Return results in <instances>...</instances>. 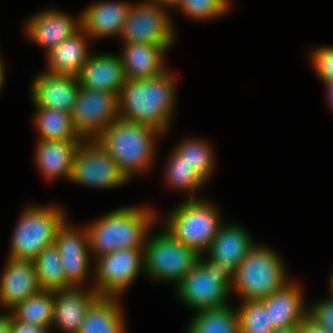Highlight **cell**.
<instances>
[{
  "instance_id": "cell-31",
  "label": "cell",
  "mask_w": 333,
  "mask_h": 333,
  "mask_svg": "<svg viewBox=\"0 0 333 333\" xmlns=\"http://www.w3.org/2000/svg\"><path fill=\"white\" fill-rule=\"evenodd\" d=\"M173 151L182 156V160L193 167L205 181L210 179L215 168V158L208 142L195 137L186 138L180 141Z\"/></svg>"
},
{
  "instance_id": "cell-21",
  "label": "cell",
  "mask_w": 333,
  "mask_h": 333,
  "mask_svg": "<svg viewBox=\"0 0 333 333\" xmlns=\"http://www.w3.org/2000/svg\"><path fill=\"white\" fill-rule=\"evenodd\" d=\"M82 140H38L35 162L46 180L65 178L70 181L76 150Z\"/></svg>"
},
{
  "instance_id": "cell-11",
  "label": "cell",
  "mask_w": 333,
  "mask_h": 333,
  "mask_svg": "<svg viewBox=\"0 0 333 333\" xmlns=\"http://www.w3.org/2000/svg\"><path fill=\"white\" fill-rule=\"evenodd\" d=\"M167 10L151 0L132 3L119 37L124 44L167 45L171 48L176 36Z\"/></svg>"
},
{
  "instance_id": "cell-26",
  "label": "cell",
  "mask_w": 333,
  "mask_h": 333,
  "mask_svg": "<svg viewBox=\"0 0 333 333\" xmlns=\"http://www.w3.org/2000/svg\"><path fill=\"white\" fill-rule=\"evenodd\" d=\"M186 333H240L239 314L232 304L197 311Z\"/></svg>"
},
{
  "instance_id": "cell-10",
  "label": "cell",
  "mask_w": 333,
  "mask_h": 333,
  "mask_svg": "<svg viewBox=\"0 0 333 333\" xmlns=\"http://www.w3.org/2000/svg\"><path fill=\"white\" fill-rule=\"evenodd\" d=\"M94 266V290L100 296L120 297L144 273V248H122L103 254L96 258Z\"/></svg>"
},
{
  "instance_id": "cell-35",
  "label": "cell",
  "mask_w": 333,
  "mask_h": 333,
  "mask_svg": "<svg viewBox=\"0 0 333 333\" xmlns=\"http://www.w3.org/2000/svg\"><path fill=\"white\" fill-rule=\"evenodd\" d=\"M308 317L318 326L333 333V299L328 297L310 304Z\"/></svg>"
},
{
  "instance_id": "cell-4",
  "label": "cell",
  "mask_w": 333,
  "mask_h": 333,
  "mask_svg": "<svg viewBox=\"0 0 333 333\" xmlns=\"http://www.w3.org/2000/svg\"><path fill=\"white\" fill-rule=\"evenodd\" d=\"M235 273L231 267L200 255L193 269L176 286V295L195 312L226 307L230 305Z\"/></svg>"
},
{
  "instance_id": "cell-43",
  "label": "cell",
  "mask_w": 333,
  "mask_h": 333,
  "mask_svg": "<svg viewBox=\"0 0 333 333\" xmlns=\"http://www.w3.org/2000/svg\"><path fill=\"white\" fill-rule=\"evenodd\" d=\"M330 292H331V295H330V297L329 298H331V299H333V273L331 274V276H330Z\"/></svg>"
},
{
  "instance_id": "cell-7",
  "label": "cell",
  "mask_w": 333,
  "mask_h": 333,
  "mask_svg": "<svg viewBox=\"0 0 333 333\" xmlns=\"http://www.w3.org/2000/svg\"><path fill=\"white\" fill-rule=\"evenodd\" d=\"M217 209L208 200L186 199L165 218V228L176 240L204 255L223 224Z\"/></svg>"
},
{
  "instance_id": "cell-17",
  "label": "cell",
  "mask_w": 333,
  "mask_h": 333,
  "mask_svg": "<svg viewBox=\"0 0 333 333\" xmlns=\"http://www.w3.org/2000/svg\"><path fill=\"white\" fill-rule=\"evenodd\" d=\"M40 290L33 261L8 257L0 279V305L10 311Z\"/></svg>"
},
{
  "instance_id": "cell-16",
  "label": "cell",
  "mask_w": 333,
  "mask_h": 333,
  "mask_svg": "<svg viewBox=\"0 0 333 333\" xmlns=\"http://www.w3.org/2000/svg\"><path fill=\"white\" fill-rule=\"evenodd\" d=\"M126 79L120 55L104 52L90 54L77 75L80 87L113 92L117 96Z\"/></svg>"
},
{
  "instance_id": "cell-37",
  "label": "cell",
  "mask_w": 333,
  "mask_h": 333,
  "mask_svg": "<svg viewBox=\"0 0 333 333\" xmlns=\"http://www.w3.org/2000/svg\"><path fill=\"white\" fill-rule=\"evenodd\" d=\"M299 333H331L327 329L318 326L309 317H307L300 325Z\"/></svg>"
},
{
  "instance_id": "cell-20",
  "label": "cell",
  "mask_w": 333,
  "mask_h": 333,
  "mask_svg": "<svg viewBox=\"0 0 333 333\" xmlns=\"http://www.w3.org/2000/svg\"><path fill=\"white\" fill-rule=\"evenodd\" d=\"M132 3L127 1H99L84 9L81 28L91 39L119 36Z\"/></svg>"
},
{
  "instance_id": "cell-8",
  "label": "cell",
  "mask_w": 333,
  "mask_h": 333,
  "mask_svg": "<svg viewBox=\"0 0 333 333\" xmlns=\"http://www.w3.org/2000/svg\"><path fill=\"white\" fill-rule=\"evenodd\" d=\"M164 229L160 233L152 234V237L149 236L150 229L146 236L144 272L150 278L172 282L177 286L193 269L200 255Z\"/></svg>"
},
{
  "instance_id": "cell-2",
  "label": "cell",
  "mask_w": 333,
  "mask_h": 333,
  "mask_svg": "<svg viewBox=\"0 0 333 333\" xmlns=\"http://www.w3.org/2000/svg\"><path fill=\"white\" fill-rule=\"evenodd\" d=\"M155 220V210L147 206L121 207L104 214L85 226L89 250L99 257L122 248H144Z\"/></svg>"
},
{
  "instance_id": "cell-32",
  "label": "cell",
  "mask_w": 333,
  "mask_h": 333,
  "mask_svg": "<svg viewBox=\"0 0 333 333\" xmlns=\"http://www.w3.org/2000/svg\"><path fill=\"white\" fill-rule=\"evenodd\" d=\"M240 320V333H271L274 328L269 322L268 311L259 301H242L236 308Z\"/></svg>"
},
{
  "instance_id": "cell-3",
  "label": "cell",
  "mask_w": 333,
  "mask_h": 333,
  "mask_svg": "<svg viewBox=\"0 0 333 333\" xmlns=\"http://www.w3.org/2000/svg\"><path fill=\"white\" fill-rule=\"evenodd\" d=\"M160 136L154 128L118 117L95 140L131 181L133 175L149 171Z\"/></svg>"
},
{
  "instance_id": "cell-9",
  "label": "cell",
  "mask_w": 333,
  "mask_h": 333,
  "mask_svg": "<svg viewBox=\"0 0 333 333\" xmlns=\"http://www.w3.org/2000/svg\"><path fill=\"white\" fill-rule=\"evenodd\" d=\"M71 182L96 189L115 188L130 180L95 139L82 140L72 167Z\"/></svg>"
},
{
  "instance_id": "cell-38",
  "label": "cell",
  "mask_w": 333,
  "mask_h": 333,
  "mask_svg": "<svg viewBox=\"0 0 333 333\" xmlns=\"http://www.w3.org/2000/svg\"><path fill=\"white\" fill-rule=\"evenodd\" d=\"M0 333H11L10 312L0 313Z\"/></svg>"
},
{
  "instance_id": "cell-23",
  "label": "cell",
  "mask_w": 333,
  "mask_h": 333,
  "mask_svg": "<svg viewBox=\"0 0 333 333\" xmlns=\"http://www.w3.org/2000/svg\"><path fill=\"white\" fill-rule=\"evenodd\" d=\"M123 46L120 57L127 79L154 78L168 69L164 64V54L170 49L167 45L130 43Z\"/></svg>"
},
{
  "instance_id": "cell-22",
  "label": "cell",
  "mask_w": 333,
  "mask_h": 333,
  "mask_svg": "<svg viewBox=\"0 0 333 333\" xmlns=\"http://www.w3.org/2000/svg\"><path fill=\"white\" fill-rule=\"evenodd\" d=\"M255 245L253 238L243 226L223 223L216 237L204 255L224 267H231L235 272L250 249Z\"/></svg>"
},
{
  "instance_id": "cell-36",
  "label": "cell",
  "mask_w": 333,
  "mask_h": 333,
  "mask_svg": "<svg viewBox=\"0 0 333 333\" xmlns=\"http://www.w3.org/2000/svg\"><path fill=\"white\" fill-rule=\"evenodd\" d=\"M11 333H49L51 327L36 325L17 320L10 313Z\"/></svg>"
},
{
  "instance_id": "cell-41",
  "label": "cell",
  "mask_w": 333,
  "mask_h": 333,
  "mask_svg": "<svg viewBox=\"0 0 333 333\" xmlns=\"http://www.w3.org/2000/svg\"><path fill=\"white\" fill-rule=\"evenodd\" d=\"M324 85L327 87V98L331 107L333 108V82H323Z\"/></svg>"
},
{
  "instance_id": "cell-33",
  "label": "cell",
  "mask_w": 333,
  "mask_h": 333,
  "mask_svg": "<svg viewBox=\"0 0 333 333\" xmlns=\"http://www.w3.org/2000/svg\"><path fill=\"white\" fill-rule=\"evenodd\" d=\"M231 0H181L177 6L189 18L211 20L221 17L231 8Z\"/></svg>"
},
{
  "instance_id": "cell-15",
  "label": "cell",
  "mask_w": 333,
  "mask_h": 333,
  "mask_svg": "<svg viewBox=\"0 0 333 333\" xmlns=\"http://www.w3.org/2000/svg\"><path fill=\"white\" fill-rule=\"evenodd\" d=\"M77 76L40 72L31 86L35 107L57 109L72 113L79 92Z\"/></svg>"
},
{
  "instance_id": "cell-19",
  "label": "cell",
  "mask_w": 333,
  "mask_h": 333,
  "mask_svg": "<svg viewBox=\"0 0 333 333\" xmlns=\"http://www.w3.org/2000/svg\"><path fill=\"white\" fill-rule=\"evenodd\" d=\"M301 290L297 282L290 281L282 289L259 300L268 311L269 322L274 329L300 326L308 317L309 307L304 303Z\"/></svg>"
},
{
  "instance_id": "cell-6",
  "label": "cell",
  "mask_w": 333,
  "mask_h": 333,
  "mask_svg": "<svg viewBox=\"0 0 333 333\" xmlns=\"http://www.w3.org/2000/svg\"><path fill=\"white\" fill-rule=\"evenodd\" d=\"M64 212L58 205L27 206L12 233L8 257L33 261L44 248L55 243L57 230L67 219Z\"/></svg>"
},
{
  "instance_id": "cell-28",
  "label": "cell",
  "mask_w": 333,
  "mask_h": 333,
  "mask_svg": "<svg viewBox=\"0 0 333 333\" xmlns=\"http://www.w3.org/2000/svg\"><path fill=\"white\" fill-rule=\"evenodd\" d=\"M36 109L34 124L39 131L38 140H83L74 129L70 113L42 107Z\"/></svg>"
},
{
  "instance_id": "cell-42",
  "label": "cell",
  "mask_w": 333,
  "mask_h": 333,
  "mask_svg": "<svg viewBox=\"0 0 333 333\" xmlns=\"http://www.w3.org/2000/svg\"><path fill=\"white\" fill-rule=\"evenodd\" d=\"M4 64L0 55V91L3 88L4 81H5V71H4Z\"/></svg>"
},
{
  "instance_id": "cell-27",
  "label": "cell",
  "mask_w": 333,
  "mask_h": 333,
  "mask_svg": "<svg viewBox=\"0 0 333 333\" xmlns=\"http://www.w3.org/2000/svg\"><path fill=\"white\" fill-rule=\"evenodd\" d=\"M33 263L41 290L60 291L73 288L66 280L60 252L55 243L44 248Z\"/></svg>"
},
{
  "instance_id": "cell-34",
  "label": "cell",
  "mask_w": 333,
  "mask_h": 333,
  "mask_svg": "<svg viewBox=\"0 0 333 333\" xmlns=\"http://www.w3.org/2000/svg\"><path fill=\"white\" fill-rule=\"evenodd\" d=\"M310 60L323 82H333V46L317 47L311 52Z\"/></svg>"
},
{
  "instance_id": "cell-5",
  "label": "cell",
  "mask_w": 333,
  "mask_h": 333,
  "mask_svg": "<svg viewBox=\"0 0 333 333\" xmlns=\"http://www.w3.org/2000/svg\"><path fill=\"white\" fill-rule=\"evenodd\" d=\"M285 268L274 250L255 244L238 266L231 292L241 302L264 299L290 282Z\"/></svg>"
},
{
  "instance_id": "cell-39",
  "label": "cell",
  "mask_w": 333,
  "mask_h": 333,
  "mask_svg": "<svg viewBox=\"0 0 333 333\" xmlns=\"http://www.w3.org/2000/svg\"><path fill=\"white\" fill-rule=\"evenodd\" d=\"M151 1L158 3L159 5H161L166 9H169L170 7L173 8V6L174 8H176L181 2V0H151Z\"/></svg>"
},
{
  "instance_id": "cell-40",
  "label": "cell",
  "mask_w": 333,
  "mask_h": 333,
  "mask_svg": "<svg viewBox=\"0 0 333 333\" xmlns=\"http://www.w3.org/2000/svg\"><path fill=\"white\" fill-rule=\"evenodd\" d=\"M300 326H288L284 328L274 329L271 333H299Z\"/></svg>"
},
{
  "instance_id": "cell-29",
  "label": "cell",
  "mask_w": 333,
  "mask_h": 333,
  "mask_svg": "<svg viewBox=\"0 0 333 333\" xmlns=\"http://www.w3.org/2000/svg\"><path fill=\"white\" fill-rule=\"evenodd\" d=\"M54 291L40 290L9 312L19 321L52 327Z\"/></svg>"
},
{
  "instance_id": "cell-24",
  "label": "cell",
  "mask_w": 333,
  "mask_h": 333,
  "mask_svg": "<svg viewBox=\"0 0 333 333\" xmlns=\"http://www.w3.org/2000/svg\"><path fill=\"white\" fill-rule=\"evenodd\" d=\"M89 36L80 28L76 33L62 41L47 54V70L50 74L77 76L88 61Z\"/></svg>"
},
{
  "instance_id": "cell-25",
  "label": "cell",
  "mask_w": 333,
  "mask_h": 333,
  "mask_svg": "<svg viewBox=\"0 0 333 333\" xmlns=\"http://www.w3.org/2000/svg\"><path fill=\"white\" fill-rule=\"evenodd\" d=\"M118 299L100 296L90 306L78 333H126L122 305Z\"/></svg>"
},
{
  "instance_id": "cell-13",
  "label": "cell",
  "mask_w": 333,
  "mask_h": 333,
  "mask_svg": "<svg viewBox=\"0 0 333 333\" xmlns=\"http://www.w3.org/2000/svg\"><path fill=\"white\" fill-rule=\"evenodd\" d=\"M61 263L66 280L73 287H82L90 272L89 236L86 227L81 229L70 226L67 219L59 227L56 234Z\"/></svg>"
},
{
  "instance_id": "cell-12",
  "label": "cell",
  "mask_w": 333,
  "mask_h": 333,
  "mask_svg": "<svg viewBox=\"0 0 333 333\" xmlns=\"http://www.w3.org/2000/svg\"><path fill=\"white\" fill-rule=\"evenodd\" d=\"M71 117L74 129L83 140L96 139L119 117L118 96L80 87Z\"/></svg>"
},
{
  "instance_id": "cell-30",
  "label": "cell",
  "mask_w": 333,
  "mask_h": 333,
  "mask_svg": "<svg viewBox=\"0 0 333 333\" xmlns=\"http://www.w3.org/2000/svg\"><path fill=\"white\" fill-rule=\"evenodd\" d=\"M164 175L168 186L188 193V200L198 199L195 191L206 183L194 168L182 160V156L174 151L169 156Z\"/></svg>"
},
{
  "instance_id": "cell-14",
  "label": "cell",
  "mask_w": 333,
  "mask_h": 333,
  "mask_svg": "<svg viewBox=\"0 0 333 333\" xmlns=\"http://www.w3.org/2000/svg\"><path fill=\"white\" fill-rule=\"evenodd\" d=\"M81 28V14L78 19L55 8L44 9L33 14L25 23L27 37L46 49V54Z\"/></svg>"
},
{
  "instance_id": "cell-1",
  "label": "cell",
  "mask_w": 333,
  "mask_h": 333,
  "mask_svg": "<svg viewBox=\"0 0 333 333\" xmlns=\"http://www.w3.org/2000/svg\"><path fill=\"white\" fill-rule=\"evenodd\" d=\"M176 91V78L169 69L154 78L126 79L118 94L119 117L165 134L173 118Z\"/></svg>"
},
{
  "instance_id": "cell-18",
  "label": "cell",
  "mask_w": 333,
  "mask_h": 333,
  "mask_svg": "<svg viewBox=\"0 0 333 333\" xmlns=\"http://www.w3.org/2000/svg\"><path fill=\"white\" fill-rule=\"evenodd\" d=\"M73 287L54 291L52 327L64 333H78L90 306L100 297L94 288Z\"/></svg>"
}]
</instances>
